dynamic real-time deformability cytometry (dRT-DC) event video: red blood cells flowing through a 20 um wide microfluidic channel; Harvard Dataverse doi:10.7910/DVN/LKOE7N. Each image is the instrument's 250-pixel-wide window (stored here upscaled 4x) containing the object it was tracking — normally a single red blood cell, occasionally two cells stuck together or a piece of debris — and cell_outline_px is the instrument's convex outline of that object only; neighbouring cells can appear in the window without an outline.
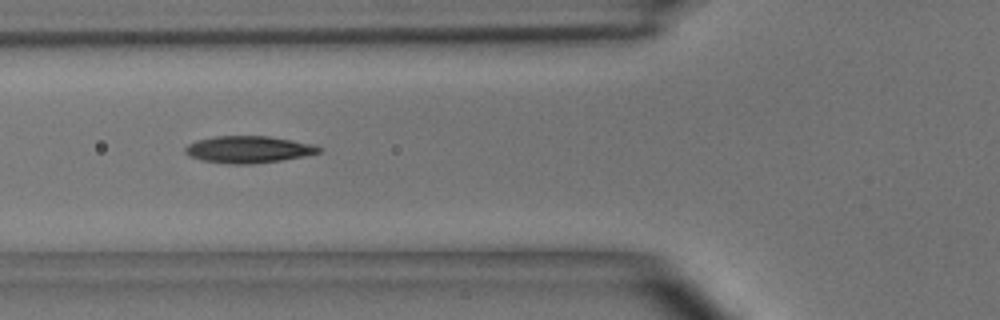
{"species": "common noctule bat (a hibernating species)", "species_latin": "Nyctalus noctula", "temperature_condition": "room temperature", "stored_images_in_passage": 2, "camera_frame_rate_fps": 3000, "um_per_image_px": 0.085, "animal": {"sex": "male", "body_mass_g": 15.6}, "frame": {"image": 1, "passage_image": 2, "time_ms": 1.0, "image_size_px": [1000, 320], "cell_outline_px": [[324, 148], [320, 152], [304, 156], [280, 160], [252, 164], [228, 164], [200, 160], [188, 156], [184, 152], [184, 148], [188, 144], [196, 140], [216, 136], [268, 136], [316, 144]], "centroid_in_image_um": [21.11, 12.7], "position_along_channel_um": 104.7, "area_um2": 21.21}}